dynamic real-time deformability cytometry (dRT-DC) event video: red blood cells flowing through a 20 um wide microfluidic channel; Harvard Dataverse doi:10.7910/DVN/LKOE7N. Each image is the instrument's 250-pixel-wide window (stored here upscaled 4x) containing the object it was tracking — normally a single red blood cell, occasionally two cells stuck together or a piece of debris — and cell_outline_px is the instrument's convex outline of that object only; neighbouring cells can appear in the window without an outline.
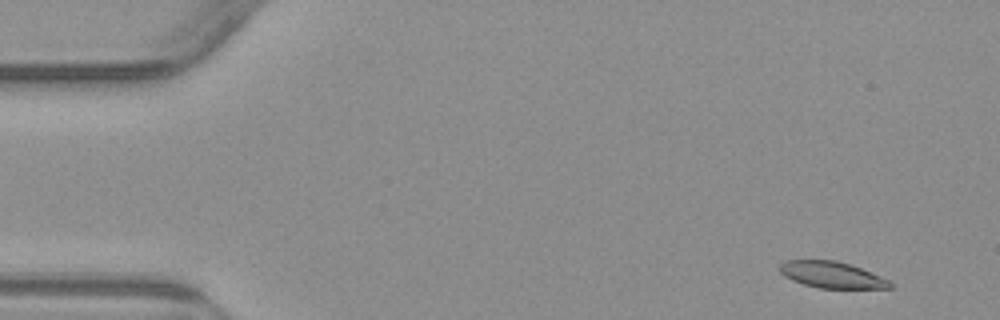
{"species": "common noctule bat (a hibernating species)", "species_latin": "Nyctalus noctula", "temperature_condition": "warm", "stored_images_in_passage": 4, "camera_frame_rate_fps": 3000, "um_per_image_px": 0.085, "animal": {"sex": "male", "body_mass_g": 23.1, "forearm_length_mm": 52.7}, "frame": {"image": 1, "passage_image": 1, "time_ms": 0.0, "image_size_px": [1000, 320], "cell_outline_px": [[892, 288], [820, 288], [804, 284], [792, 280], [784, 276], [776, 268], [784, 260], [836, 260], [860, 268], [880, 276], [888, 280], [892, 284]], "centroid_in_image_um": [70.64, 23.35], "position_along_channel_um": 14.4, "area_um2": 16.88}}
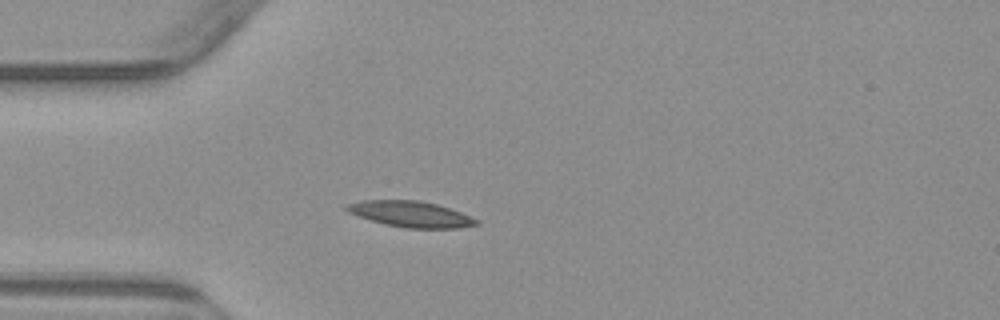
{"frame": {"image": 2, "passage_image": 4, "time_ms": 3.667, "image_size_px": [1000, 320], "cell_outline_px": [[480, 224], [460, 228], [408, 228], [384, 224], [348, 212], [344, 208], [344, 204], [360, 200], [416, 200], [436, 204], [460, 212], [480, 220]], "centroid_in_image_um": [34.9, 18.19], "position_along_channel_um": 50.1, "area_um2": 19.54}}